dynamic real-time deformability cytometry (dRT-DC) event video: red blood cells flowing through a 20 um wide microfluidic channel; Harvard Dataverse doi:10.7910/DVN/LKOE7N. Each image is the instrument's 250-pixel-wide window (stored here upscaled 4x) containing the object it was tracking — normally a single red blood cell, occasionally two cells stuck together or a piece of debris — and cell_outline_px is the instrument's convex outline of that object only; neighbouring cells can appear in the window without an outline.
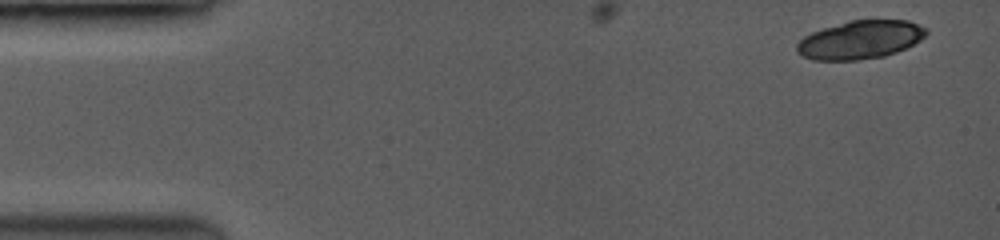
{"species": "common noctule bat (a hibernating species)", "species_latin": "Nyctalus noctula", "temperature_condition": "room temperature", "stored_images_in_passage": 7, "camera_frame_rate_fps": 3500, "um_per_image_px": 0.085, "animal": {"sex": "female", "body_mass_g": 19.0, "forearm_length_mm": 53.3}, "frame": {"image": 1, "passage_image": 1, "time_ms": 0.0, "image_size_px": [1000, 240], "cell_outline_px": [[928, 32], [920, 40], [904, 48], [884, 56], [852, 60], [816, 60], [804, 56], [796, 48], [796, 44], [804, 36], [812, 32], [824, 28], [852, 20], [908, 20], [924, 28]], "centroid_in_image_um": [73.11, 3.37], "position_along_channel_um": 11.9, "area_um2": 28.26}}